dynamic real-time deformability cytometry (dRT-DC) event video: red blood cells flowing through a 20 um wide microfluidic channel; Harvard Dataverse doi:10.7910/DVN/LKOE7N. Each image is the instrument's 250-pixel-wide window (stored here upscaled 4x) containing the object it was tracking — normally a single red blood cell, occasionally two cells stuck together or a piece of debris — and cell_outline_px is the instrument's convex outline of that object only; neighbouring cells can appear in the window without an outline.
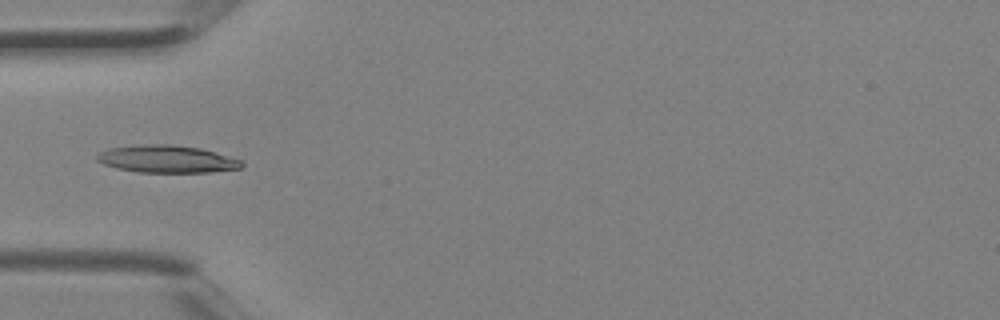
{"species": "Egyptian fruit bat (a non-hibernating species)", "species_latin": "Rousettus aegyptiacus", "temperature_condition": "room temperature", "stored_images_in_passage": 1, "camera_frame_rate_fps": 3000, "um_per_image_px": 0.085, "animal": {"sex": "female"}, "frame": {"image": 1, "passage_image": 1, "time_ms": 0.0, "image_size_px": [1000, 320], "cell_outline_px": [[244, 164], [240, 168], [212, 172], [136, 172], [116, 168], [104, 164], [96, 160], [96, 156], [100, 152], [108, 148], [144, 144], [172, 144], [200, 148], [244, 160]], "centroid_in_image_um": [14.2, 13.52], "position_along_channel_um": 70.8, "area_um2": 23.24}}